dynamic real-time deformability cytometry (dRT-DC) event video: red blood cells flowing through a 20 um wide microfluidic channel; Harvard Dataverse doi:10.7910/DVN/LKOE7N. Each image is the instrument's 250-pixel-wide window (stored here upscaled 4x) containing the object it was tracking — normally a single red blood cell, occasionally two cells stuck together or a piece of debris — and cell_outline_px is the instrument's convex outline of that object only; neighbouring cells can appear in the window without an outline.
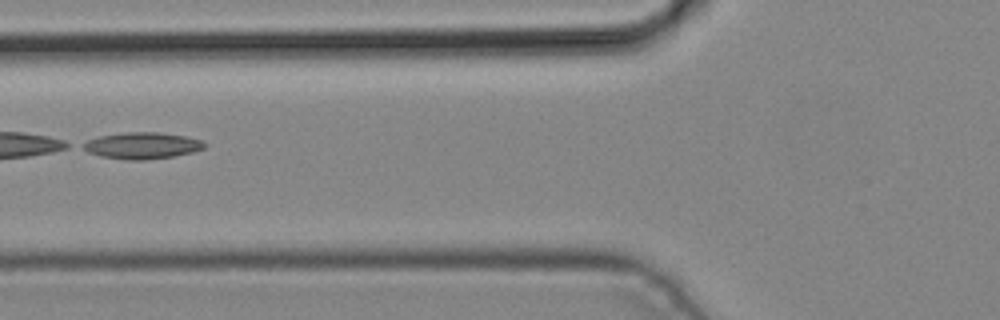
{"species": "common noctule bat (a hibernating species)", "species_latin": "Nyctalus noctula", "temperature_condition": "cold", "stored_images_in_passage": 3, "camera_frame_rate_fps": 3000, "um_per_image_px": 0.085, "animal": {"sex": "male", "body_mass_g": 19.2, "forearm_length_mm": 51.8}, "frame": {"image": 1, "passage_image": 3, "time_ms": 0.667, "image_size_px": [1000, 320], "cell_outline_px": [[208, 144], [204, 148], [192, 152], [172, 156], [144, 160], [124, 160], [100, 156], [88, 152], [80, 148], [80, 144], [88, 140], [100, 136], [124, 132], [160, 132], [184, 136], [204, 140]], "centroid_in_image_um": [12.06, 12.37], "position_along_channel_um": 113.7, "area_um2": 18.96}}